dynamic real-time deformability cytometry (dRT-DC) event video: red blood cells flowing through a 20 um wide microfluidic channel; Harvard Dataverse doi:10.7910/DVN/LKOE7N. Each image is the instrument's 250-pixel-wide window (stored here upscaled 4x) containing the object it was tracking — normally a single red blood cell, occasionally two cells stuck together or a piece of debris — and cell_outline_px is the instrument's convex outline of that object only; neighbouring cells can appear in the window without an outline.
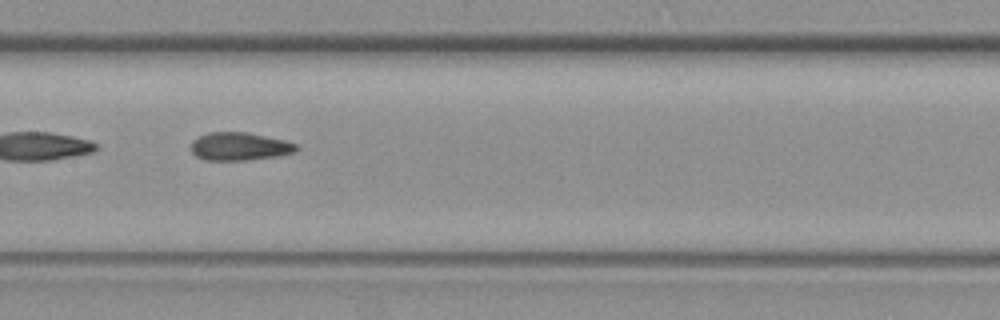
{"species": "common noctule bat (a hibernating species)", "species_latin": "Nyctalus noctula", "temperature_condition": "warm", "stored_images_in_passage": 55, "segment_of_instrument_passage": [2, 2], "camera_frame_rate_fps": 3000, "um_per_image_px": 0.085, "animal": {"sex": "female", "body_mass_g": 19.3, "forearm_length_mm": 54.1}, "frame": {"image": 1, "passage_image": 25, "time_ms": 8.0, "image_size_px": [1000, 320], "cell_outline_px": [[300, 148], [296, 152], [276, 156], [244, 160], [204, 160], [196, 156], [192, 152], [192, 140], [208, 132], [248, 132], [284, 140], [296, 144]], "centroid_in_image_um": [20.37, 12.44], "position_along_channel_um": 187.0, "area_um2": 17.17}}
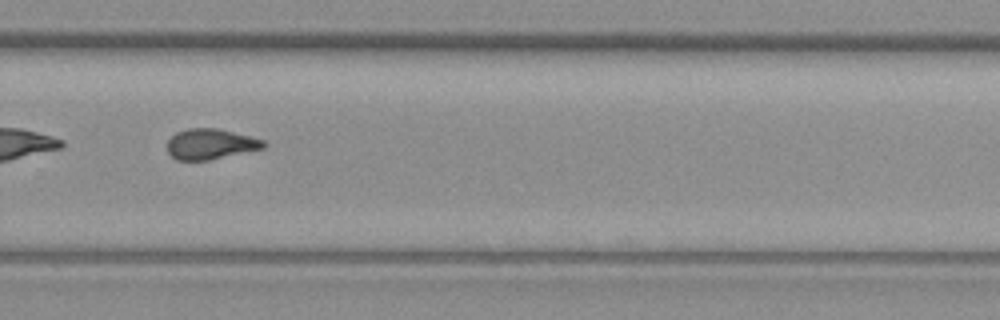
{"frame": {"image": 2, "passage_image": 36, "time_ms": 11.667, "image_size_px": [1000, 320], "cell_outline_px": [[268, 144], [264, 148], [208, 160], [176, 160], [168, 152], [168, 140], [176, 132], [188, 128], [216, 128], [252, 136], [264, 140]], "centroid_in_image_um": [17.91, 12.24], "position_along_channel_um": 311.9, "area_um2": 17.11}}